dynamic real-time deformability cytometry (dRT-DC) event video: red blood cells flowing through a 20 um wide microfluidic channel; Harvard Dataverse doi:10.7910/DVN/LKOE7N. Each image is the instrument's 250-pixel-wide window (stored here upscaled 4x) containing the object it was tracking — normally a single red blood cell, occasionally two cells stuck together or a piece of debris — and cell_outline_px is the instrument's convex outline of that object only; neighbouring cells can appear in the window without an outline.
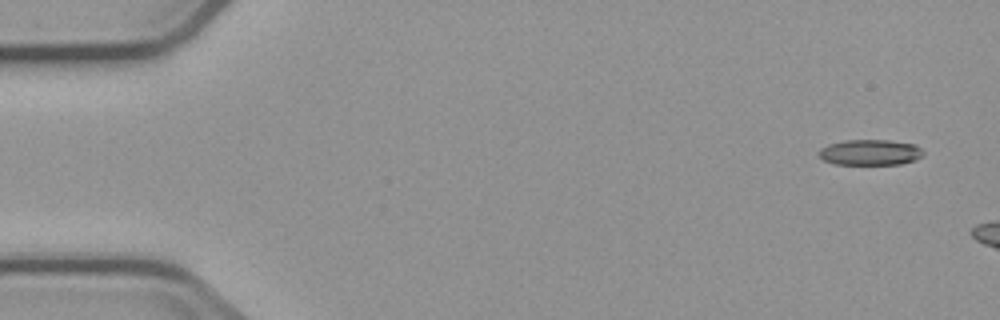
{"species": "common noctule bat (a hibernating species)", "species_latin": "Nyctalus noctula", "temperature_condition": "cold", "stored_images_in_passage": 4, "camera_frame_rate_fps": 3000, "um_per_image_px": 0.085, "animal": {"sex": "male", "body_mass_g": 23.1, "forearm_length_mm": 52.7}, "frame": {"image": 1, "passage_image": 1, "time_ms": 0.0, "image_size_px": [1000, 320], "cell_outline_px": [[924, 156], [916, 160], [900, 164], [832, 164], [824, 160], [816, 152], [820, 148], [828, 144], [844, 140], [888, 140], [912, 144], [920, 148], [924, 152]], "centroid_in_image_um": [73.94, 12.95], "position_along_channel_um": 11.1, "area_um2": 15.72}}